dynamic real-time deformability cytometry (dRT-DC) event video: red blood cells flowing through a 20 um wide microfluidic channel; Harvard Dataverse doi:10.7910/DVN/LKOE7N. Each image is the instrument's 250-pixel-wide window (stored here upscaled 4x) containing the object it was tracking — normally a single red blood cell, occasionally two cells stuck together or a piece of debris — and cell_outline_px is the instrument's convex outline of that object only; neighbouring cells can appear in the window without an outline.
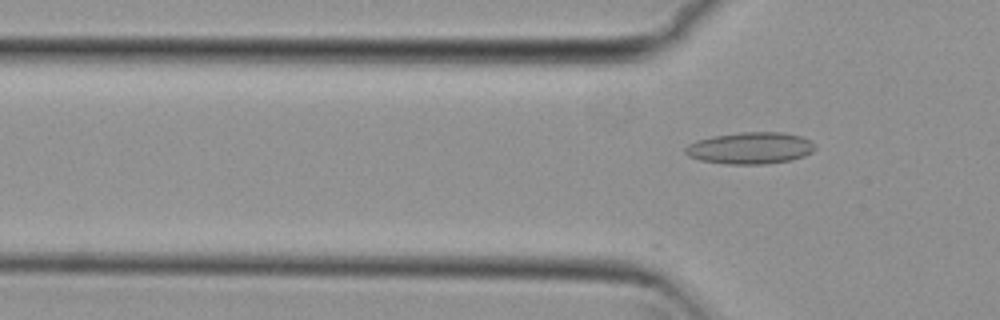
{"species": "common noctule bat (a hibernating species)", "species_latin": "Nyctalus noctula", "temperature_condition": "cold", "stored_images_in_passage": 13, "camera_frame_rate_fps": 3000, "um_per_image_px": 0.085, "animal": {"sex": "female", "body_mass_g": 29.2, "forearm_length_mm": 56.3}, "frame": {"image": 1, "passage_image": 13, "time_ms": 4.0, "image_size_px": [1000, 320], "cell_outline_px": [[816, 148], [812, 152], [804, 156], [792, 160], [764, 164], [728, 164], [700, 160], [688, 156], [684, 152], [684, 148], [688, 144], [696, 140], [712, 136], [740, 132], [784, 132], [800, 136], [816, 144]], "centroid_in_image_um": [63.77, 12.58], "position_along_channel_um": 62.0, "area_um2": 24.16}}